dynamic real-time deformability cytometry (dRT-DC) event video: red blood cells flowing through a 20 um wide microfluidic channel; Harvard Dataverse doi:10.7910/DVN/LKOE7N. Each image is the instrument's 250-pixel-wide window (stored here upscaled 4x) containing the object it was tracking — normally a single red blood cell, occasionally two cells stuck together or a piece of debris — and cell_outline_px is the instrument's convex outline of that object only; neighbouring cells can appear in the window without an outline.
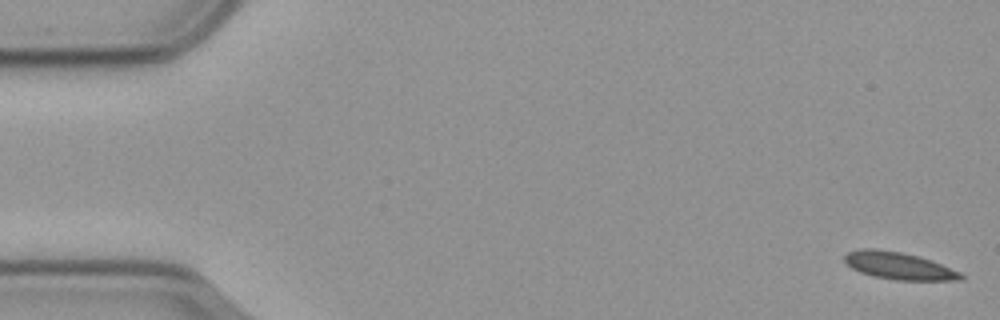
{"species": "common noctule bat (a hibernating species)", "species_latin": "Nyctalus noctula", "temperature_condition": "cold", "stored_images_in_passage": 18, "camera_frame_rate_fps": 3000, "um_per_image_px": 0.085, "animal": {"sex": "male", "body_mass_g": 23.1, "forearm_length_mm": 52.7}, "frame": {"image": 1, "passage_image": 1, "time_ms": 0.0, "image_size_px": [1000, 320], "cell_outline_px": [[964, 276], [960, 280], [896, 280], [872, 276], [860, 272], [852, 268], [844, 260], [844, 256], [848, 252], [860, 248], [876, 248], [900, 252], [932, 260], [960, 272]], "centroid_in_image_um": [76.37, 22.59], "position_along_channel_um": 8.6, "area_um2": 18.38}}
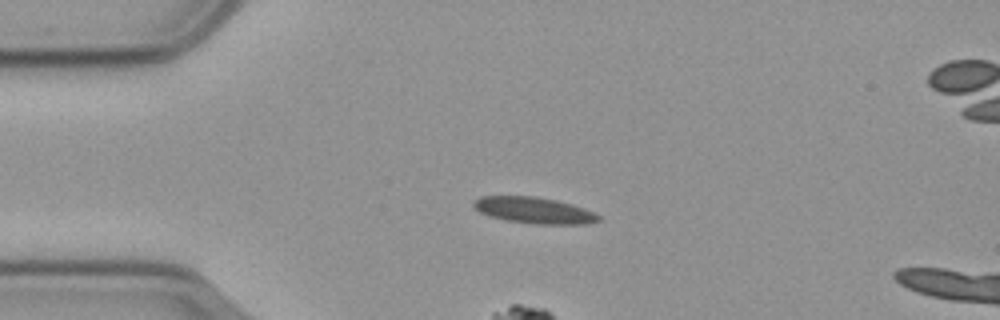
{"frame": {"image": 2, "passage_image": 13, "time_ms": 4.0, "image_size_px": [1000, 320], "cell_outline_px": [[600, 220], [584, 224], [536, 224], [508, 220], [488, 216], [480, 212], [472, 204], [472, 200], [480, 196], [536, 196], [556, 200], [572, 204], [584, 208], [600, 216]], "centroid_in_image_um": [45.36, 17.86], "position_along_channel_um": 39.6, "area_um2": 19.07}}